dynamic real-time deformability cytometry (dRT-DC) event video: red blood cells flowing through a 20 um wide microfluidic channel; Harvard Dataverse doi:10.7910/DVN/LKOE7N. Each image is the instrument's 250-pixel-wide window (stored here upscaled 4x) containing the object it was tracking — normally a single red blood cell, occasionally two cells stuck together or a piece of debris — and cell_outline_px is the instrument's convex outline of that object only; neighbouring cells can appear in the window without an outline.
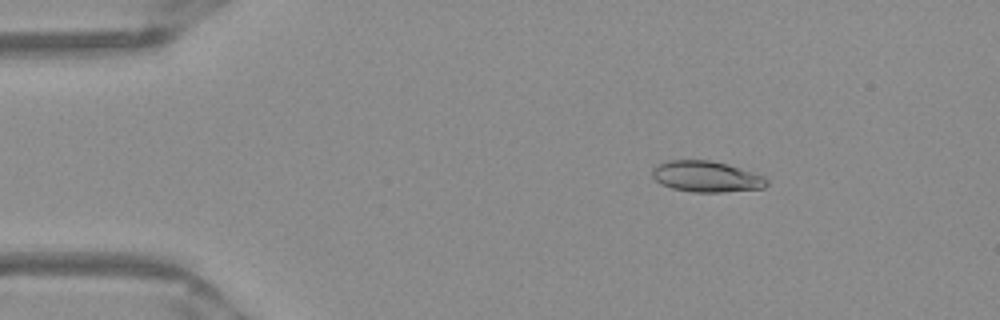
{"species": "Egyptian fruit bat (a non-hibernating species)", "species_latin": "Rousettus aegyptiacus", "temperature_condition": "warm", "stored_images_in_passage": 51, "camera_frame_rate_fps": 3000, "um_per_image_px": 0.085, "frame": {"image": 1, "passage_image": 8, "time_ms": 2.333, "image_size_px": [1000, 320], "cell_outline_px": [[768, 184], [764, 188], [724, 192], [692, 192], [672, 188], [660, 184], [652, 176], [652, 168], [668, 160], [712, 160], [728, 164], [764, 176], [768, 180]], "centroid_in_image_um": [60.05, 15.01], "position_along_channel_um": 25.0, "area_um2": 20.75}}
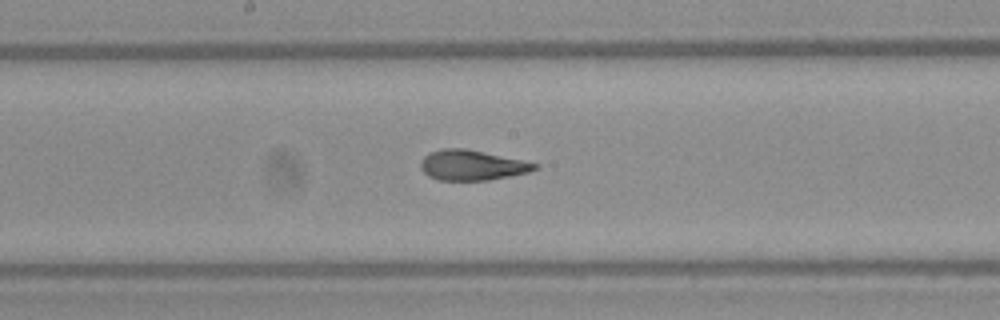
{"frame": {"image": 2, "passage_image": 27, "time_ms": 8.667, "image_size_px": [1000, 320], "cell_outline_px": [[540, 164], [536, 168], [528, 172], [488, 180], [440, 180], [428, 176], [420, 168], [420, 160], [428, 152], [440, 148], [464, 148], [524, 160]], "centroid_in_image_um": [40.07, 14.03], "position_along_channel_um": 208.1, "area_um2": 20.11}}
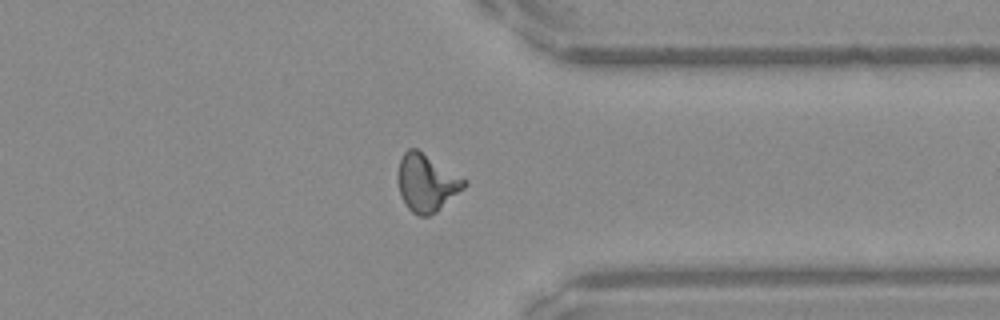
{"frame": {"image": 3, "passage_image": 40, "time_ms": 13.0, "image_size_px": [1000, 320], "cell_outline_px": [[468, 184], [464, 188], [436, 212], [428, 216], [420, 216], [412, 212], [408, 208], [400, 192], [400, 160], [404, 152], [408, 148], [416, 148], [468, 180]], "centroid_in_image_um": [36.31, 15.54], "position_along_channel_um": 375.1, "area_um2": 21.68}, "authors_computed_cell_mechanics": {"area_um2": 20.5768, "velocity_mm_per_s": 3.9646, "shape_relaxation_time_tau1_ms": 5.3106, "shape_relaxation_time_tau2_ms": 1.1717, "deformation_change_tau1": 0.2183, "deformation_change_tau2": 0.097}}